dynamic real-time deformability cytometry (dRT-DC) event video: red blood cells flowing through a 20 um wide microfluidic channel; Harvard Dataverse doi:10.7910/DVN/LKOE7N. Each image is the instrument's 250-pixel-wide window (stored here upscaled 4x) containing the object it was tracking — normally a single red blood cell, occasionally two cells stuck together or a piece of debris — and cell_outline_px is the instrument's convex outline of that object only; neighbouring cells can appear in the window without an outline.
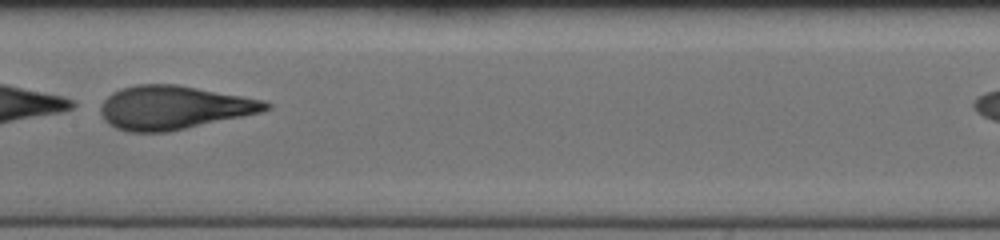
{"species": "human", "species_latin": "Homo sapiens", "temperature_condition": "cold", "stored_images_in_passage": 34, "camera_frame_rate_fps": 3000, "um_per_image_px": 0.085, "donor": {"sex": "female"}, "frame": {"image": 1, "passage_image": 15, "time_ms": 4.667, "image_size_px": [1000, 240], "cell_outline_px": [[272, 108], [260, 112], [244, 116], [168, 132], [128, 132], [116, 128], [108, 124], [104, 120], [100, 112], [100, 104], [112, 92], [120, 88], [136, 84], [176, 84], [264, 100], [272, 104]], "centroid_in_image_um": [14.74, 9.14], "position_along_channel_um": 192.7, "area_um2": 42.08}}